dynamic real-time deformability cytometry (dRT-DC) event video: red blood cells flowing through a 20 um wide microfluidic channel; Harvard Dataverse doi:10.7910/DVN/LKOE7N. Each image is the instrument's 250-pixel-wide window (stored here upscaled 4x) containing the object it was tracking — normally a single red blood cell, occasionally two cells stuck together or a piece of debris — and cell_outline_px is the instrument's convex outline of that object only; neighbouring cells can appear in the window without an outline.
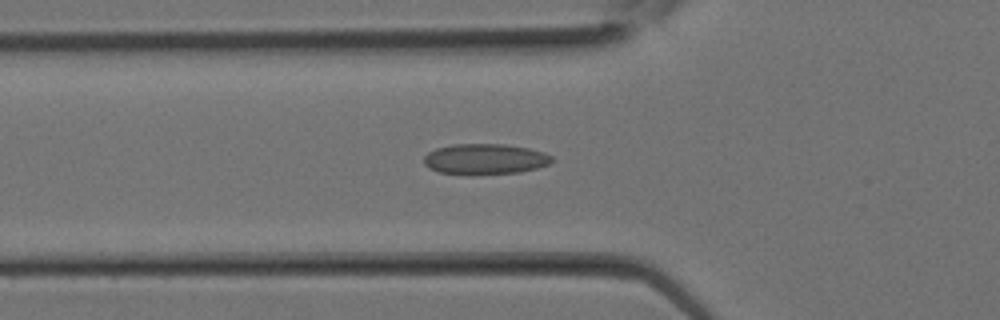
{"species": "Egyptian fruit bat (a non-hibernating species)", "species_latin": "Rousettus aegyptiacus", "temperature_condition": "room temperature", "stored_images_in_passage": 18, "camera_frame_rate_fps": 3000, "um_per_image_px": 0.085, "animal": {"sex": "female"}, "frame": {"image": 1, "passage_image": 9, "time_ms": 2.667, "image_size_px": [1000, 320], "cell_outline_px": [[556, 160], [548, 164], [536, 168], [520, 172], [464, 176], [440, 172], [428, 168], [424, 164], [424, 156], [428, 152], [436, 148], [452, 144], [500, 144], [528, 148], [544, 152], [552, 156]], "centroid_in_image_um": [41.2, 13.54], "position_along_channel_um": 84.6, "area_um2": 23.24}}
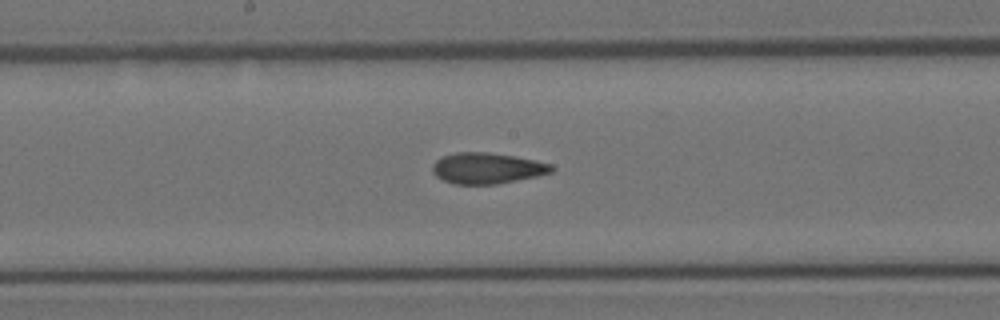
{"frame": {"image": 2, "passage_image": 14, "time_ms": 4.333, "image_size_px": [1000, 320], "cell_outline_px": [[556, 168], [552, 172], [536, 176], [496, 184], [456, 184], [444, 180], [436, 176], [432, 172], [432, 164], [436, 160], [444, 156], [456, 152], [488, 152], [512, 156], [552, 164]], "centroid_in_image_um": [41.39, 14.3], "position_along_channel_um": 206.8, "area_um2": 21.27}}
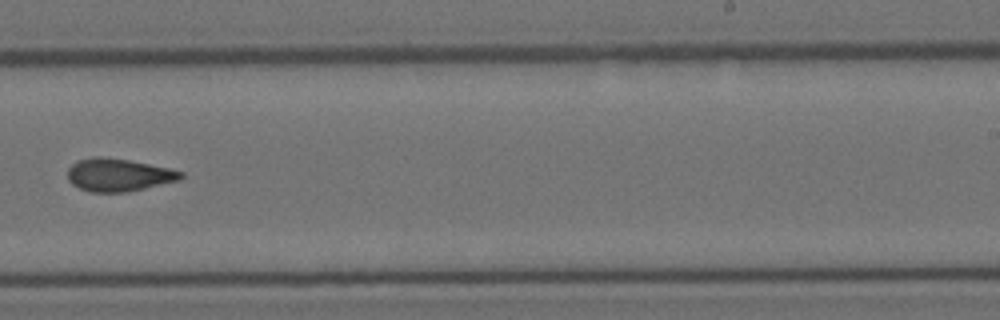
{"frame": {"image": 3, "passage_image": 17, "time_ms": 5.333, "image_size_px": [1000, 320], "cell_outline_px": [[184, 176], [180, 180], [128, 192], [88, 192], [72, 184], [68, 180], [68, 168], [76, 160], [92, 156], [104, 156], [128, 160], [168, 168], [184, 172]], "centroid_in_image_um": [10.05, 14.86], "position_along_channel_um": 278.9, "area_um2": 21.79}}